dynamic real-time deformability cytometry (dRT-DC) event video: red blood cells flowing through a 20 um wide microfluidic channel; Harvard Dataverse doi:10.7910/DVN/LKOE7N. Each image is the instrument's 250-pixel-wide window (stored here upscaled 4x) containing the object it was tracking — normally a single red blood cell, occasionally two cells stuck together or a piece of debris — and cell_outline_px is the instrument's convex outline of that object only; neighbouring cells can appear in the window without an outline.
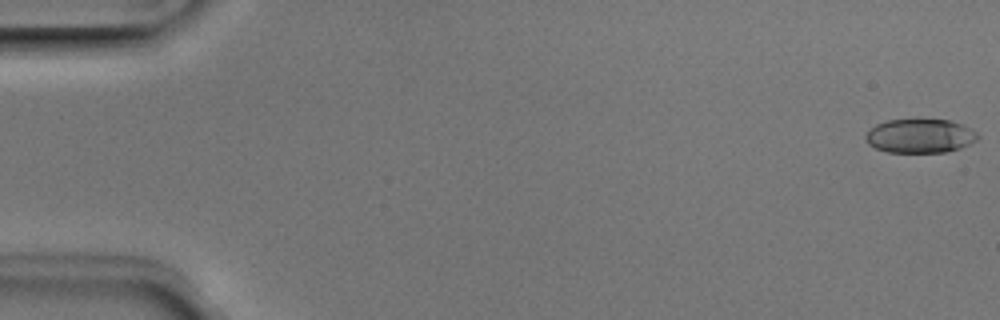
{"species": "Egyptian fruit bat (a non-hibernating species)", "species_latin": "Rousettus aegyptiacus", "temperature_condition": "room temperature", "stored_images_in_passage": 5, "camera_frame_rate_fps": 3000, "um_per_image_px": 0.085, "animal": {"sex": "male"}, "frame": {"image": 1, "passage_image": 1, "time_ms": 0.0, "image_size_px": [1000, 320], "cell_outline_px": [[980, 136], [976, 140], [960, 148], [944, 152], [888, 152], [876, 148], [868, 144], [864, 136], [876, 124], [888, 120], [916, 116], [948, 120], [972, 128]], "centroid_in_image_um": [78.19, 11.5], "position_along_channel_um": 6.8, "area_um2": 22.83}}